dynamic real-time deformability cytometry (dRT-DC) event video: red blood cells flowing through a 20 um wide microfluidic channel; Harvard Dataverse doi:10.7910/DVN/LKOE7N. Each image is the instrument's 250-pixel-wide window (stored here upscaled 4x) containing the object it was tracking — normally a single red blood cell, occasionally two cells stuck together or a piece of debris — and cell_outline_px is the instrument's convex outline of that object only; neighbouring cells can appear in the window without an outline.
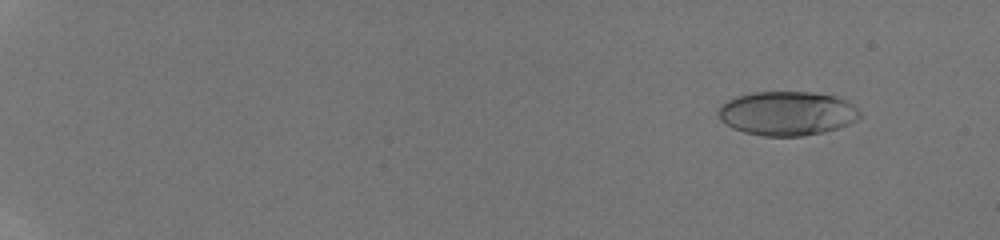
{"species": "human", "species_latin": "Homo sapiens", "temperature_condition": "room temperature", "stored_images_in_passage": 32, "camera_frame_rate_fps": 3000, "um_per_image_px": 0.085, "donor": {"sex": "male"}, "frame": {"image": 1, "passage_image": 10, "time_ms": 1.667, "image_size_px": [1000, 240], "cell_outline_px": [[860, 116], [856, 120], [848, 124], [824, 132], [804, 136], [764, 136], [744, 132], [732, 128], [720, 120], [716, 112], [720, 104], [736, 96], [752, 92], [812, 92], [832, 96], [848, 100], [860, 112]], "centroid_in_image_um": [66.86, 9.63], "position_along_channel_um": 18.1, "area_um2": 36.53}}
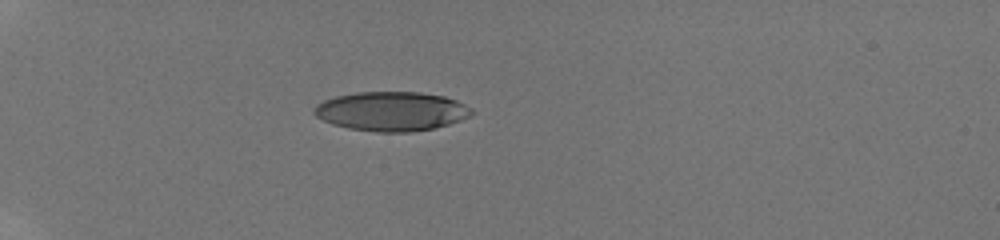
{"frame": {"image": 2, "passage_image": 29, "time_ms": 6.0, "image_size_px": [1000, 240], "cell_outline_px": [[476, 112], [472, 116], [448, 124], [432, 128], [412, 132], [376, 132], [348, 128], [332, 124], [316, 116], [312, 112], [312, 108], [316, 104], [324, 100], [336, 96], [356, 92], [420, 92], [444, 96], [456, 100], [472, 108]], "centroid_in_image_um": [33.28, 9.46], "position_along_channel_um": 51.7, "area_um2": 36.24}}